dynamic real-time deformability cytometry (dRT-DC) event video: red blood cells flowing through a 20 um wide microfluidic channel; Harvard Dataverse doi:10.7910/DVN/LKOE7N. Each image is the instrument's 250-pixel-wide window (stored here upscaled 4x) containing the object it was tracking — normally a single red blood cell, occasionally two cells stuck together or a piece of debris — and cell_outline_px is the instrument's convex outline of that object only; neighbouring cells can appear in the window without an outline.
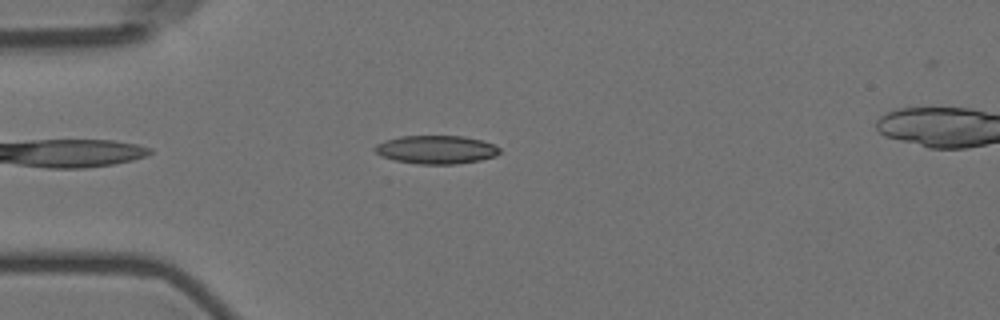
{"species": "Egyptian fruit bat (a non-hibernating species)", "species_latin": "Rousettus aegyptiacus", "temperature_condition": "room temperature", "stored_images_in_passage": 6, "camera_frame_rate_fps": 3000, "um_per_image_px": 0.085, "animal": {"sex": "female"}, "frame": {"image": 1, "passage_image": 5, "time_ms": 4.667, "image_size_px": [1000, 320], "cell_outline_px": [[500, 152], [496, 156], [480, 160], [456, 164], [416, 164], [396, 160], [380, 156], [372, 148], [376, 144], [400, 136], [464, 136], [480, 140], [492, 144], [500, 148]], "centroid_in_image_um": [37.07, 12.72], "position_along_channel_um": 47.9, "area_um2": 20.58}}